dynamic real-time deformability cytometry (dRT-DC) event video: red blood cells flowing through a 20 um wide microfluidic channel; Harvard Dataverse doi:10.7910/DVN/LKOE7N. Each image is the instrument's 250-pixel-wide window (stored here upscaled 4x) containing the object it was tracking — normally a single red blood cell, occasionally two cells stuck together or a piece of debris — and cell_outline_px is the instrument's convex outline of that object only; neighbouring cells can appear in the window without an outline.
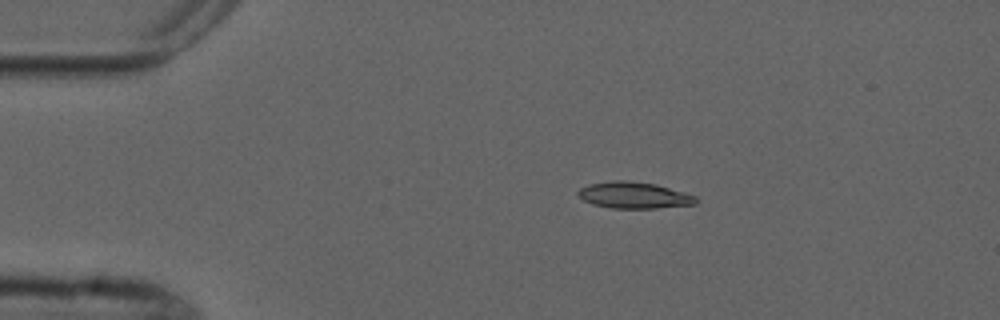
{"species": "common noctule bat (a hibernating species)", "species_latin": "Nyctalus noctula", "temperature_condition": "cold", "stored_images_in_passage": 7, "camera_frame_rate_fps": 3000, "um_per_image_px": 0.085, "animal": {"sex": "male", "forearm_length_mm": 52.5}, "frame": {"image": 1, "passage_image": 3, "time_ms": 3.0, "image_size_px": [1000, 320], "cell_outline_px": [[696, 204], [656, 208], [612, 208], [592, 204], [584, 200], [576, 192], [580, 188], [588, 184], [612, 180], [628, 180], [656, 184], [684, 192], [696, 196]], "centroid_in_image_um": [53.87, 16.58], "position_along_channel_um": 31.1, "area_um2": 18.15}}
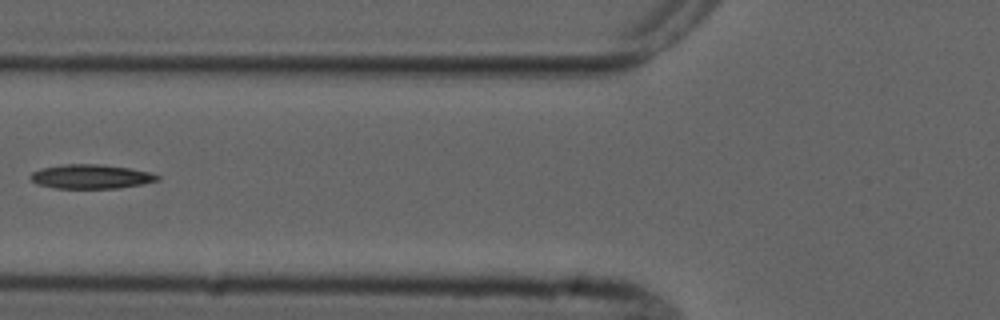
{"frame": {"image": 2, "passage_image": 6, "time_ms": 6.667, "image_size_px": [1000, 320], "cell_outline_px": [[160, 180], [120, 188], [56, 188], [36, 184], [28, 176], [32, 172], [40, 168], [64, 164], [96, 164], [128, 168], [148, 172], [160, 176]], "centroid_in_image_um": [7.68, 15.01], "position_along_channel_um": 118.1, "area_um2": 17.8}}
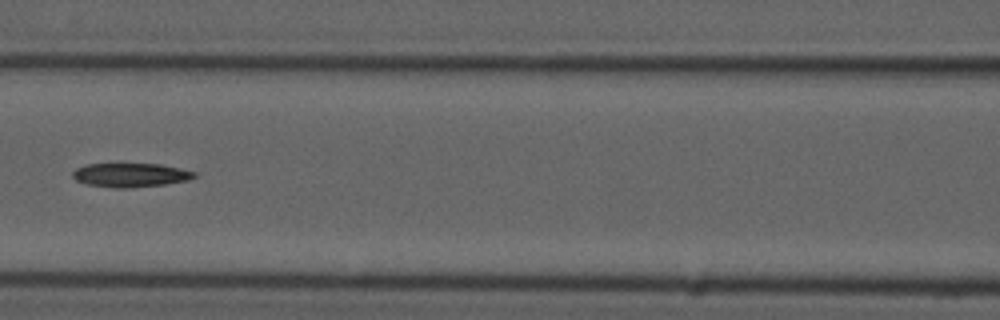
{"frame": {"image": 3, "passage_image": 7, "time_ms": 7.667, "image_size_px": [1000, 320], "cell_outline_px": [[196, 176], [188, 180], [164, 184], [128, 188], [112, 188], [88, 184], [76, 180], [72, 176], [72, 172], [76, 168], [88, 164], [160, 164], [180, 168], [196, 172]], "centroid_in_image_um": [11.09, 14.88], "position_along_channel_um": 155.5, "area_um2": 16.88}}